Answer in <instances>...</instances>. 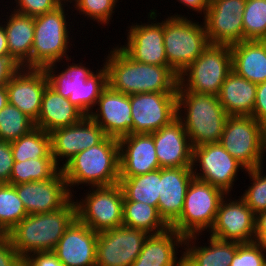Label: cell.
<instances>
[{
    "label": "cell",
    "instance_id": "cell-1",
    "mask_svg": "<svg viewBox=\"0 0 266 266\" xmlns=\"http://www.w3.org/2000/svg\"><path fill=\"white\" fill-rule=\"evenodd\" d=\"M102 63L110 88L126 95L137 93H177L178 76L168 67L145 64L130 58L118 45Z\"/></svg>",
    "mask_w": 266,
    "mask_h": 266
},
{
    "label": "cell",
    "instance_id": "cell-2",
    "mask_svg": "<svg viewBox=\"0 0 266 266\" xmlns=\"http://www.w3.org/2000/svg\"><path fill=\"white\" fill-rule=\"evenodd\" d=\"M77 218L72 199L65 207L23 218L6 236L25 260L32 253L53 251L66 229Z\"/></svg>",
    "mask_w": 266,
    "mask_h": 266
},
{
    "label": "cell",
    "instance_id": "cell-3",
    "mask_svg": "<svg viewBox=\"0 0 266 266\" xmlns=\"http://www.w3.org/2000/svg\"><path fill=\"white\" fill-rule=\"evenodd\" d=\"M61 170L72 195L75 186L99 187L119 183L118 139L106 136L99 144L72 157Z\"/></svg>",
    "mask_w": 266,
    "mask_h": 266
},
{
    "label": "cell",
    "instance_id": "cell-4",
    "mask_svg": "<svg viewBox=\"0 0 266 266\" xmlns=\"http://www.w3.org/2000/svg\"><path fill=\"white\" fill-rule=\"evenodd\" d=\"M229 115L217 96L177 90V118L183 124L192 147L218 143Z\"/></svg>",
    "mask_w": 266,
    "mask_h": 266
},
{
    "label": "cell",
    "instance_id": "cell-5",
    "mask_svg": "<svg viewBox=\"0 0 266 266\" xmlns=\"http://www.w3.org/2000/svg\"><path fill=\"white\" fill-rule=\"evenodd\" d=\"M70 58L72 57L64 59L68 65L65 64V69L63 68L60 72L56 71L59 69L58 62L47 65L43 69L47 75L49 86L58 94L68 98L85 116H89L102 91L108 86L107 70L104 65L94 71L81 62L69 64Z\"/></svg>",
    "mask_w": 266,
    "mask_h": 266
},
{
    "label": "cell",
    "instance_id": "cell-6",
    "mask_svg": "<svg viewBox=\"0 0 266 266\" xmlns=\"http://www.w3.org/2000/svg\"><path fill=\"white\" fill-rule=\"evenodd\" d=\"M185 14L164 19V47L169 68L179 75L209 46L204 23L192 21Z\"/></svg>",
    "mask_w": 266,
    "mask_h": 266
},
{
    "label": "cell",
    "instance_id": "cell-7",
    "mask_svg": "<svg viewBox=\"0 0 266 266\" xmlns=\"http://www.w3.org/2000/svg\"><path fill=\"white\" fill-rule=\"evenodd\" d=\"M65 10V7L60 5L53 11L34 17L31 68H44L55 62L64 65L63 60L69 58L68 52L72 46L69 36L71 27L70 20H67L66 16L69 14L68 8L67 13Z\"/></svg>",
    "mask_w": 266,
    "mask_h": 266
},
{
    "label": "cell",
    "instance_id": "cell-8",
    "mask_svg": "<svg viewBox=\"0 0 266 266\" xmlns=\"http://www.w3.org/2000/svg\"><path fill=\"white\" fill-rule=\"evenodd\" d=\"M219 142L247 170L264 166L266 128L254 117L229 115Z\"/></svg>",
    "mask_w": 266,
    "mask_h": 266
},
{
    "label": "cell",
    "instance_id": "cell-9",
    "mask_svg": "<svg viewBox=\"0 0 266 266\" xmlns=\"http://www.w3.org/2000/svg\"><path fill=\"white\" fill-rule=\"evenodd\" d=\"M231 71L230 46L209 44L203 53L179 75L177 90L217 96L226 76Z\"/></svg>",
    "mask_w": 266,
    "mask_h": 266
},
{
    "label": "cell",
    "instance_id": "cell-10",
    "mask_svg": "<svg viewBox=\"0 0 266 266\" xmlns=\"http://www.w3.org/2000/svg\"><path fill=\"white\" fill-rule=\"evenodd\" d=\"M225 195L221 189L193 178L188 186L180 217L170 227L184 237L201 236L204 231L209 232Z\"/></svg>",
    "mask_w": 266,
    "mask_h": 266
},
{
    "label": "cell",
    "instance_id": "cell-11",
    "mask_svg": "<svg viewBox=\"0 0 266 266\" xmlns=\"http://www.w3.org/2000/svg\"><path fill=\"white\" fill-rule=\"evenodd\" d=\"M84 194L81 200L73 195L76 198H73L76 216L80 222L98 233L123 226L124 194L119 183L111 186L89 187Z\"/></svg>",
    "mask_w": 266,
    "mask_h": 266
},
{
    "label": "cell",
    "instance_id": "cell-12",
    "mask_svg": "<svg viewBox=\"0 0 266 266\" xmlns=\"http://www.w3.org/2000/svg\"><path fill=\"white\" fill-rule=\"evenodd\" d=\"M240 170L243 172L247 169L233 158L220 142L193 147L192 171L194 178L221 189L225 194H231Z\"/></svg>",
    "mask_w": 266,
    "mask_h": 266
},
{
    "label": "cell",
    "instance_id": "cell-13",
    "mask_svg": "<svg viewBox=\"0 0 266 266\" xmlns=\"http://www.w3.org/2000/svg\"><path fill=\"white\" fill-rule=\"evenodd\" d=\"M157 14L155 8L151 9L148 22L131 23L126 30L127 42L118 46L137 62L169 67L163 41L164 20L158 22Z\"/></svg>",
    "mask_w": 266,
    "mask_h": 266
},
{
    "label": "cell",
    "instance_id": "cell-14",
    "mask_svg": "<svg viewBox=\"0 0 266 266\" xmlns=\"http://www.w3.org/2000/svg\"><path fill=\"white\" fill-rule=\"evenodd\" d=\"M131 134H151L168 125L177 116V93L131 94Z\"/></svg>",
    "mask_w": 266,
    "mask_h": 266
},
{
    "label": "cell",
    "instance_id": "cell-15",
    "mask_svg": "<svg viewBox=\"0 0 266 266\" xmlns=\"http://www.w3.org/2000/svg\"><path fill=\"white\" fill-rule=\"evenodd\" d=\"M148 236L141 229L125 226L99 232L96 266H131Z\"/></svg>",
    "mask_w": 266,
    "mask_h": 266
},
{
    "label": "cell",
    "instance_id": "cell-16",
    "mask_svg": "<svg viewBox=\"0 0 266 266\" xmlns=\"http://www.w3.org/2000/svg\"><path fill=\"white\" fill-rule=\"evenodd\" d=\"M238 197L232 200L231 194H226L221 200L214 224L209 231L210 236L238 243L255 241L256 215L245 201Z\"/></svg>",
    "mask_w": 266,
    "mask_h": 266
},
{
    "label": "cell",
    "instance_id": "cell-17",
    "mask_svg": "<svg viewBox=\"0 0 266 266\" xmlns=\"http://www.w3.org/2000/svg\"><path fill=\"white\" fill-rule=\"evenodd\" d=\"M246 0H218L210 4L202 20L210 44L228 45L244 41L243 12Z\"/></svg>",
    "mask_w": 266,
    "mask_h": 266
},
{
    "label": "cell",
    "instance_id": "cell-18",
    "mask_svg": "<svg viewBox=\"0 0 266 266\" xmlns=\"http://www.w3.org/2000/svg\"><path fill=\"white\" fill-rule=\"evenodd\" d=\"M14 187L28 215L61 209L73 199L61 169L51 179L21 183Z\"/></svg>",
    "mask_w": 266,
    "mask_h": 266
},
{
    "label": "cell",
    "instance_id": "cell-19",
    "mask_svg": "<svg viewBox=\"0 0 266 266\" xmlns=\"http://www.w3.org/2000/svg\"><path fill=\"white\" fill-rule=\"evenodd\" d=\"M105 137L103 129L89 116H85L73 125L50 132L52 157L62 168L76 154L99 144ZM60 161H64L63 164Z\"/></svg>",
    "mask_w": 266,
    "mask_h": 266
},
{
    "label": "cell",
    "instance_id": "cell-20",
    "mask_svg": "<svg viewBox=\"0 0 266 266\" xmlns=\"http://www.w3.org/2000/svg\"><path fill=\"white\" fill-rule=\"evenodd\" d=\"M49 85L43 68H20L6 83L9 104L37 121L42 96Z\"/></svg>",
    "mask_w": 266,
    "mask_h": 266
},
{
    "label": "cell",
    "instance_id": "cell-21",
    "mask_svg": "<svg viewBox=\"0 0 266 266\" xmlns=\"http://www.w3.org/2000/svg\"><path fill=\"white\" fill-rule=\"evenodd\" d=\"M89 117L103 129L106 136L119 139L131 134L133 119L129 95L107 86Z\"/></svg>",
    "mask_w": 266,
    "mask_h": 266
},
{
    "label": "cell",
    "instance_id": "cell-22",
    "mask_svg": "<svg viewBox=\"0 0 266 266\" xmlns=\"http://www.w3.org/2000/svg\"><path fill=\"white\" fill-rule=\"evenodd\" d=\"M98 232L77 218L52 251L63 266H96Z\"/></svg>",
    "mask_w": 266,
    "mask_h": 266
},
{
    "label": "cell",
    "instance_id": "cell-23",
    "mask_svg": "<svg viewBox=\"0 0 266 266\" xmlns=\"http://www.w3.org/2000/svg\"><path fill=\"white\" fill-rule=\"evenodd\" d=\"M120 178L160 169L152 134H129L118 139Z\"/></svg>",
    "mask_w": 266,
    "mask_h": 266
},
{
    "label": "cell",
    "instance_id": "cell-24",
    "mask_svg": "<svg viewBox=\"0 0 266 266\" xmlns=\"http://www.w3.org/2000/svg\"><path fill=\"white\" fill-rule=\"evenodd\" d=\"M151 134L160 168L192 167L193 147L177 117Z\"/></svg>",
    "mask_w": 266,
    "mask_h": 266
},
{
    "label": "cell",
    "instance_id": "cell-25",
    "mask_svg": "<svg viewBox=\"0 0 266 266\" xmlns=\"http://www.w3.org/2000/svg\"><path fill=\"white\" fill-rule=\"evenodd\" d=\"M192 167L160 168L158 213L170 227L184 207V199L192 179Z\"/></svg>",
    "mask_w": 266,
    "mask_h": 266
},
{
    "label": "cell",
    "instance_id": "cell-26",
    "mask_svg": "<svg viewBox=\"0 0 266 266\" xmlns=\"http://www.w3.org/2000/svg\"><path fill=\"white\" fill-rule=\"evenodd\" d=\"M184 240L185 237L171 227L164 232L150 234L131 266H183V251H179L180 258L176 255L178 248L183 249Z\"/></svg>",
    "mask_w": 266,
    "mask_h": 266
},
{
    "label": "cell",
    "instance_id": "cell-27",
    "mask_svg": "<svg viewBox=\"0 0 266 266\" xmlns=\"http://www.w3.org/2000/svg\"><path fill=\"white\" fill-rule=\"evenodd\" d=\"M199 237V235L185 237L183 266H230L237 252V242L223 241L209 236L208 245L199 246Z\"/></svg>",
    "mask_w": 266,
    "mask_h": 266
},
{
    "label": "cell",
    "instance_id": "cell-28",
    "mask_svg": "<svg viewBox=\"0 0 266 266\" xmlns=\"http://www.w3.org/2000/svg\"><path fill=\"white\" fill-rule=\"evenodd\" d=\"M2 20L6 33L9 57L21 68H31V50L34 40V17L10 10Z\"/></svg>",
    "mask_w": 266,
    "mask_h": 266
},
{
    "label": "cell",
    "instance_id": "cell-29",
    "mask_svg": "<svg viewBox=\"0 0 266 266\" xmlns=\"http://www.w3.org/2000/svg\"><path fill=\"white\" fill-rule=\"evenodd\" d=\"M230 49L233 71L255 84L266 81V40H244Z\"/></svg>",
    "mask_w": 266,
    "mask_h": 266
},
{
    "label": "cell",
    "instance_id": "cell-30",
    "mask_svg": "<svg viewBox=\"0 0 266 266\" xmlns=\"http://www.w3.org/2000/svg\"><path fill=\"white\" fill-rule=\"evenodd\" d=\"M85 115L68 98L58 94L49 85L43 96L41 109L35 127L51 132L54 129L79 122Z\"/></svg>",
    "mask_w": 266,
    "mask_h": 266
},
{
    "label": "cell",
    "instance_id": "cell-31",
    "mask_svg": "<svg viewBox=\"0 0 266 266\" xmlns=\"http://www.w3.org/2000/svg\"><path fill=\"white\" fill-rule=\"evenodd\" d=\"M257 84L231 71L217 95L228 115L252 116L256 101Z\"/></svg>",
    "mask_w": 266,
    "mask_h": 266
},
{
    "label": "cell",
    "instance_id": "cell-32",
    "mask_svg": "<svg viewBox=\"0 0 266 266\" xmlns=\"http://www.w3.org/2000/svg\"><path fill=\"white\" fill-rule=\"evenodd\" d=\"M123 201L143 202L158 208L160 169L133 177L119 178Z\"/></svg>",
    "mask_w": 266,
    "mask_h": 266
},
{
    "label": "cell",
    "instance_id": "cell-33",
    "mask_svg": "<svg viewBox=\"0 0 266 266\" xmlns=\"http://www.w3.org/2000/svg\"><path fill=\"white\" fill-rule=\"evenodd\" d=\"M123 226L158 234L169 226L164 222L155 206L143 202L123 201Z\"/></svg>",
    "mask_w": 266,
    "mask_h": 266
},
{
    "label": "cell",
    "instance_id": "cell-34",
    "mask_svg": "<svg viewBox=\"0 0 266 266\" xmlns=\"http://www.w3.org/2000/svg\"><path fill=\"white\" fill-rule=\"evenodd\" d=\"M14 161L52 157L50 133L35 127L19 139L11 141Z\"/></svg>",
    "mask_w": 266,
    "mask_h": 266
},
{
    "label": "cell",
    "instance_id": "cell-35",
    "mask_svg": "<svg viewBox=\"0 0 266 266\" xmlns=\"http://www.w3.org/2000/svg\"><path fill=\"white\" fill-rule=\"evenodd\" d=\"M60 169L53 157L15 161L8 184L17 185L51 179Z\"/></svg>",
    "mask_w": 266,
    "mask_h": 266
},
{
    "label": "cell",
    "instance_id": "cell-36",
    "mask_svg": "<svg viewBox=\"0 0 266 266\" xmlns=\"http://www.w3.org/2000/svg\"><path fill=\"white\" fill-rule=\"evenodd\" d=\"M27 215V211L17 195L14 185L1 183L0 230L6 235Z\"/></svg>",
    "mask_w": 266,
    "mask_h": 266
},
{
    "label": "cell",
    "instance_id": "cell-37",
    "mask_svg": "<svg viewBox=\"0 0 266 266\" xmlns=\"http://www.w3.org/2000/svg\"><path fill=\"white\" fill-rule=\"evenodd\" d=\"M35 128V122L16 106L7 104L0 110V140L14 141Z\"/></svg>",
    "mask_w": 266,
    "mask_h": 266
},
{
    "label": "cell",
    "instance_id": "cell-38",
    "mask_svg": "<svg viewBox=\"0 0 266 266\" xmlns=\"http://www.w3.org/2000/svg\"><path fill=\"white\" fill-rule=\"evenodd\" d=\"M243 34L244 40H266V0H246Z\"/></svg>",
    "mask_w": 266,
    "mask_h": 266
},
{
    "label": "cell",
    "instance_id": "cell-39",
    "mask_svg": "<svg viewBox=\"0 0 266 266\" xmlns=\"http://www.w3.org/2000/svg\"><path fill=\"white\" fill-rule=\"evenodd\" d=\"M263 168L261 166L244 171L252 182L240 197L255 215L266 210V173Z\"/></svg>",
    "mask_w": 266,
    "mask_h": 266
},
{
    "label": "cell",
    "instance_id": "cell-40",
    "mask_svg": "<svg viewBox=\"0 0 266 266\" xmlns=\"http://www.w3.org/2000/svg\"><path fill=\"white\" fill-rule=\"evenodd\" d=\"M118 0H78L73 6L79 12L77 15H84L88 20L97 24L108 25L117 8ZM100 23V24H99Z\"/></svg>",
    "mask_w": 266,
    "mask_h": 266
},
{
    "label": "cell",
    "instance_id": "cell-41",
    "mask_svg": "<svg viewBox=\"0 0 266 266\" xmlns=\"http://www.w3.org/2000/svg\"><path fill=\"white\" fill-rule=\"evenodd\" d=\"M230 266H266V254L258 241L237 242V252Z\"/></svg>",
    "mask_w": 266,
    "mask_h": 266
},
{
    "label": "cell",
    "instance_id": "cell-42",
    "mask_svg": "<svg viewBox=\"0 0 266 266\" xmlns=\"http://www.w3.org/2000/svg\"><path fill=\"white\" fill-rule=\"evenodd\" d=\"M13 3H16L13 11L32 17L43 15L60 6L58 0H14Z\"/></svg>",
    "mask_w": 266,
    "mask_h": 266
},
{
    "label": "cell",
    "instance_id": "cell-43",
    "mask_svg": "<svg viewBox=\"0 0 266 266\" xmlns=\"http://www.w3.org/2000/svg\"><path fill=\"white\" fill-rule=\"evenodd\" d=\"M0 266H25V260L13 248L6 235L0 237Z\"/></svg>",
    "mask_w": 266,
    "mask_h": 266
},
{
    "label": "cell",
    "instance_id": "cell-44",
    "mask_svg": "<svg viewBox=\"0 0 266 266\" xmlns=\"http://www.w3.org/2000/svg\"><path fill=\"white\" fill-rule=\"evenodd\" d=\"M14 162L11 142L0 140V184L9 183Z\"/></svg>",
    "mask_w": 266,
    "mask_h": 266
},
{
    "label": "cell",
    "instance_id": "cell-45",
    "mask_svg": "<svg viewBox=\"0 0 266 266\" xmlns=\"http://www.w3.org/2000/svg\"><path fill=\"white\" fill-rule=\"evenodd\" d=\"M253 117L266 128V81L257 84Z\"/></svg>",
    "mask_w": 266,
    "mask_h": 266
},
{
    "label": "cell",
    "instance_id": "cell-46",
    "mask_svg": "<svg viewBox=\"0 0 266 266\" xmlns=\"http://www.w3.org/2000/svg\"><path fill=\"white\" fill-rule=\"evenodd\" d=\"M25 266H63L52 251L32 253L25 259Z\"/></svg>",
    "mask_w": 266,
    "mask_h": 266
},
{
    "label": "cell",
    "instance_id": "cell-47",
    "mask_svg": "<svg viewBox=\"0 0 266 266\" xmlns=\"http://www.w3.org/2000/svg\"><path fill=\"white\" fill-rule=\"evenodd\" d=\"M20 68L9 56H0V85H6Z\"/></svg>",
    "mask_w": 266,
    "mask_h": 266
},
{
    "label": "cell",
    "instance_id": "cell-48",
    "mask_svg": "<svg viewBox=\"0 0 266 266\" xmlns=\"http://www.w3.org/2000/svg\"><path fill=\"white\" fill-rule=\"evenodd\" d=\"M176 1L186 6L184 8L188 7L190 11L193 9L192 11L201 15L202 14L205 15L209 7L207 0H176Z\"/></svg>",
    "mask_w": 266,
    "mask_h": 266
},
{
    "label": "cell",
    "instance_id": "cell-49",
    "mask_svg": "<svg viewBox=\"0 0 266 266\" xmlns=\"http://www.w3.org/2000/svg\"><path fill=\"white\" fill-rule=\"evenodd\" d=\"M264 234H266V210L256 214L255 241H258Z\"/></svg>",
    "mask_w": 266,
    "mask_h": 266
},
{
    "label": "cell",
    "instance_id": "cell-50",
    "mask_svg": "<svg viewBox=\"0 0 266 266\" xmlns=\"http://www.w3.org/2000/svg\"><path fill=\"white\" fill-rule=\"evenodd\" d=\"M0 56H9L6 33L2 22L0 23Z\"/></svg>",
    "mask_w": 266,
    "mask_h": 266
},
{
    "label": "cell",
    "instance_id": "cell-51",
    "mask_svg": "<svg viewBox=\"0 0 266 266\" xmlns=\"http://www.w3.org/2000/svg\"><path fill=\"white\" fill-rule=\"evenodd\" d=\"M8 94L5 85H0V110L8 104Z\"/></svg>",
    "mask_w": 266,
    "mask_h": 266
},
{
    "label": "cell",
    "instance_id": "cell-52",
    "mask_svg": "<svg viewBox=\"0 0 266 266\" xmlns=\"http://www.w3.org/2000/svg\"><path fill=\"white\" fill-rule=\"evenodd\" d=\"M77 1L78 0H58V3H59V5H62V6H65V7L68 6L69 9L70 8L72 9L73 7H69L70 4L73 3L72 6H74L77 3ZM68 3H70V4L68 5Z\"/></svg>",
    "mask_w": 266,
    "mask_h": 266
},
{
    "label": "cell",
    "instance_id": "cell-53",
    "mask_svg": "<svg viewBox=\"0 0 266 266\" xmlns=\"http://www.w3.org/2000/svg\"><path fill=\"white\" fill-rule=\"evenodd\" d=\"M259 244L261 245L263 251L266 253V234H264L259 240Z\"/></svg>",
    "mask_w": 266,
    "mask_h": 266
},
{
    "label": "cell",
    "instance_id": "cell-54",
    "mask_svg": "<svg viewBox=\"0 0 266 266\" xmlns=\"http://www.w3.org/2000/svg\"><path fill=\"white\" fill-rule=\"evenodd\" d=\"M215 1H218V0H207V2H208L209 5L212 4V3H214Z\"/></svg>",
    "mask_w": 266,
    "mask_h": 266
},
{
    "label": "cell",
    "instance_id": "cell-55",
    "mask_svg": "<svg viewBox=\"0 0 266 266\" xmlns=\"http://www.w3.org/2000/svg\"><path fill=\"white\" fill-rule=\"evenodd\" d=\"M5 234L0 230V237H3Z\"/></svg>",
    "mask_w": 266,
    "mask_h": 266
}]
</instances>
